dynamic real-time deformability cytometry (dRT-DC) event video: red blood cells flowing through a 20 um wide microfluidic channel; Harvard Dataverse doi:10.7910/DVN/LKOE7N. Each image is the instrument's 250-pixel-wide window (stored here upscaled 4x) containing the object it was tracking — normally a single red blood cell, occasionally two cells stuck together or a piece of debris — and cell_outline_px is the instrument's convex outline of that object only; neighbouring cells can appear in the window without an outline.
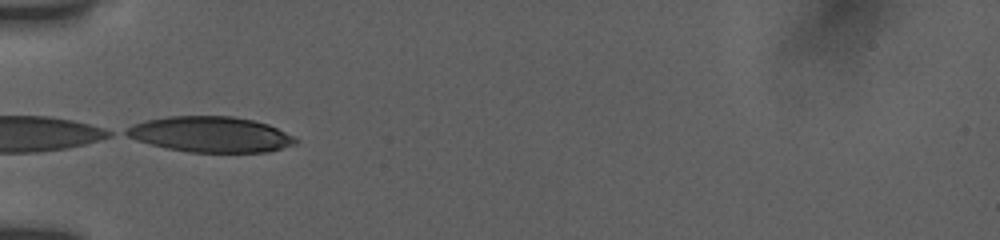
{"species": "human", "species_latin": "Homo sapiens", "temperature_condition": "room temperature", "stored_images_in_passage": 52, "camera_frame_rate_fps": 3000, "um_per_image_px": 0.085, "donor": {"sex": "female"}, "frame": {"image": 1, "passage_image": 1, "time_ms": 0.0, "image_size_px": [1000, 240], "cell_outline_px": [[300, 140], [296, 144], [268, 152], [188, 152], [168, 148], [136, 140], [120, 132], [136, 124], [148, 120], [168, 116], [232, 116], [252, 120], [268, 124]], "centroid_in_image_um": [17.91, 11.42], "position_along_channel_um": 67.1, "area_um2": 34.85}}
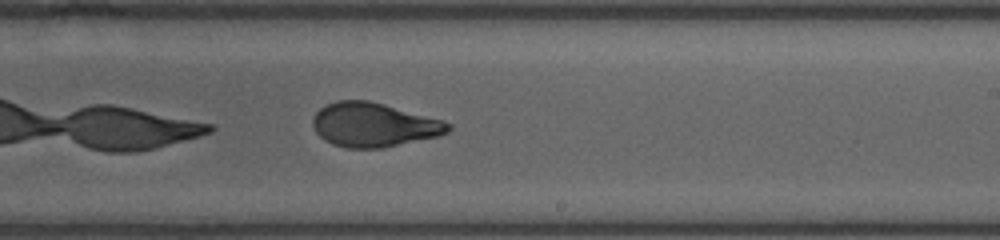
{"frame": {"image": 2, "passage_image": 23, "time_ms": 5.0, "image_size_px": [1000, 240], "cell_outline_px": [[452, 128], [448, 132], [440, 136], [384, 148], [348, 148], [332, 144], [324, 140], [316, 132], [312, 124], [312, 120], [316, 112], [320, 108], [336, 100], [368, 100], [384, 104], [444, 120], [452, 124]], "centroid_in_image_um": [31.8, 10.61], "position_along_channel_um": 257.2, "area_um2": 35.03}}
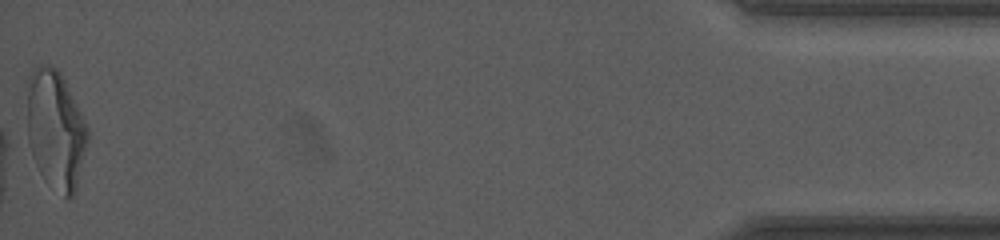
{"frame": {"image": 3, "passage_image": 52, "time_ms": 11.667, "image_size_px": [1000, 240], "cell_outline_px": [[88, 140], [76, 192], [72, 196], [64, 196], [44, 180], [32, 156], [28, 140], [24, 88], [28, 76], [32, 68], [40, 64], [52, 64], [60, 72], [88, 128]], "centroid_in_image_um": [4.67, 10.96], "position_along_channel_um": 430.5, "area_um2": 42.66}, "authors_computed_cell_mechanics": {"area_um2": 35.4025, "velocity_mm_per_s": 3.8655, "shape_relaxation_time_tau1_ms": 4.2071, "shape_relaxation_time_tau2_ms": 1.0367, "deformation_change_tau1": 0.1789, "deformation_change_tau2": 0.0671}}